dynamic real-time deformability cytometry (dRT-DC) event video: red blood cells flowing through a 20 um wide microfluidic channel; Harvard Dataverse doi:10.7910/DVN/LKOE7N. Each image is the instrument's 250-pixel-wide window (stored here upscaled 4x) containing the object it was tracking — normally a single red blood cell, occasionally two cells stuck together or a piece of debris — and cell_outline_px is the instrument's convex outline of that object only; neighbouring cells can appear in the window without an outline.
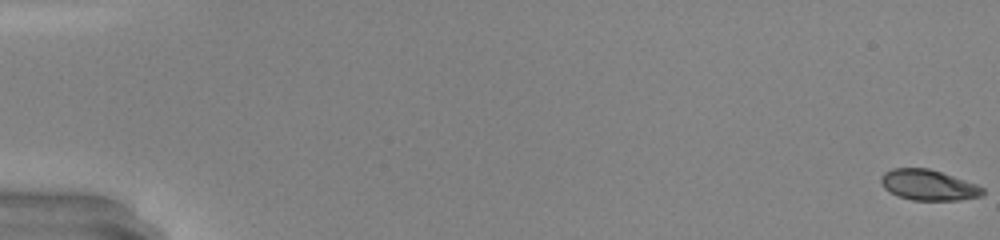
{"species": "common noctule bat (a hibernating species)", "species_latin": "Nyctalus noctula", "temperature_condition": "warm", "stored_images_in_passage": 50, "camera_frame_rate_fps": 3000, "um_per_image_px": 0.085, "animal": {"sex": "male", "body_mass_g": 20.0, "forearm_length_mm": 53.3}, "frame": {"image": 1, "passage_image": 1, "time_ms": 0.0, "image_size_px": [1000, 240], "cell_outline_px": [[984, 192], [980, 196], [960, 200], [912, 200], [896, 196], [888, 192], [880, 184], [880, 176], [884, 172], [892, 168], [928, 168], [976, 184], [984, 188]], "centroid_in_image_um": [78.85, 15.73], "position_along_channel_um": 6.2, "area_um2": 18.21}}
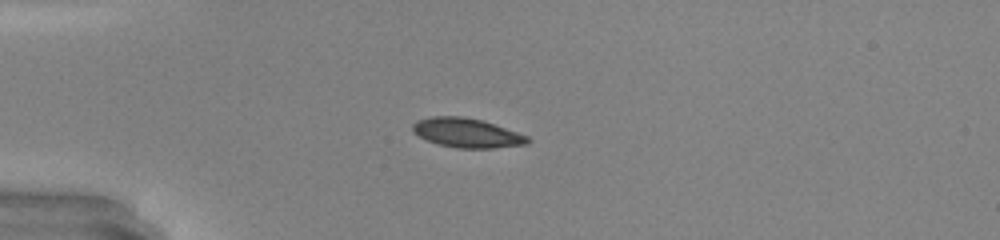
{"frame": {"image": 2, "passage_image": 15, "time_ms": 4.667, "image_size_px": [1000, 240], "cell_outline_px": [[532, 140], [528, 144], [492, 148], [456, 148], [436, 144], [412, 132], [412, 124], [416, 120], [432, 116], [460, 116], [484, 120], [528, 136]], "centroid_in_image_um": [39.68, 11.29], "position_along_channel_um": 45.3, "area_um2": 19.83}}
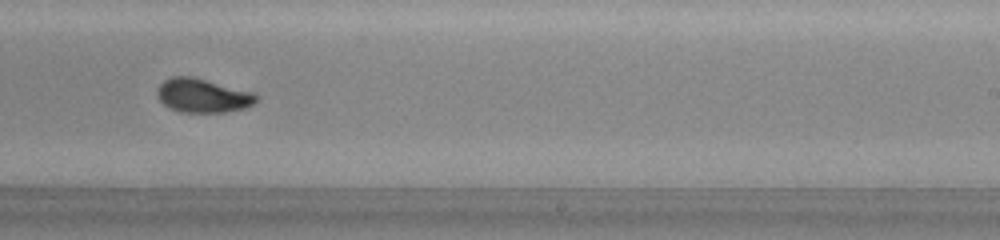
{"frame": {"image": 3, "passage_image": 33, "time_ms": 10.667, "image_size_px": [1000, 240], "cell_outline_px": [[260, 100], [256, 104], [244, 108], [224, 112], [180, 112], [168, 108], [160, 100], [156, 92], [156, 88], [164, 80], [172, 76], [192, 76], [256, 92]], "centroid_in_image_um": [17.27, 8.12], "position_along_channel_um": 271.7, "area_um2": 20.0}, "authors_computed_cell_mechanics": {"area_um2": 19.4786, "velocity_mm_per_s": 4.2506, "shape_relaxation_time_tau1_ms": 7.355, "shape_relaxation_time_tau2_ms": null, "deformation_change_tau1": 0.2224, "deformation_change_tau2": null}}